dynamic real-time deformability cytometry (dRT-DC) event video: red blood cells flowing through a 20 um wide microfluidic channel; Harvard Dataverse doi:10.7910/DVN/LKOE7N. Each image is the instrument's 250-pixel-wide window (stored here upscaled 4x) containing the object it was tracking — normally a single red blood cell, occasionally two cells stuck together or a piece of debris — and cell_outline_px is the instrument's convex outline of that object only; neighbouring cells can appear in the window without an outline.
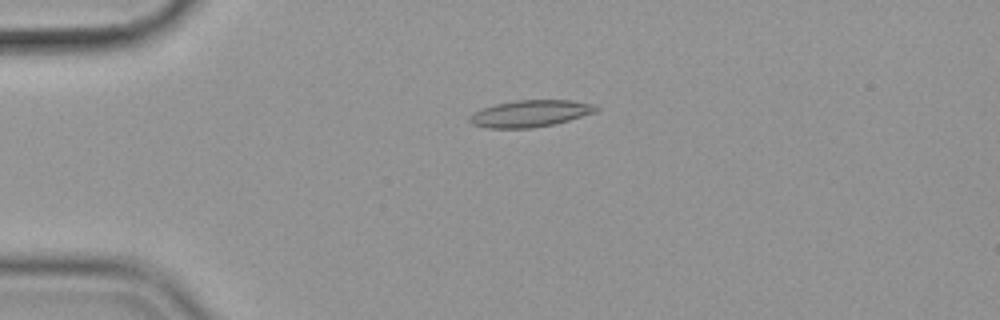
{"species": "common noctule bat (a hibernating species)", "species_latin": "Nyctalus noctula", "temperature_condition": "cold", "stored_images_in_passage": 44, "camera_frame_rate_fps": 3000, "um_per_image_px": 0.085, "animal": {"sex": "female", "body_mass_g": 19.9}, "frame": {"image": 1, "passage_image": 1, "time_ms": 0.0, "image_size_px": [1000, 320], "cell_outline_px": [[600, 108], [596, 112], [556, 124], [532, 128], [484, 128], [472, 124], [468, 120], [468, 116], [484, 108], [496, 104], [516, 100], [572, 100], [596, 104]], "centroid_in_image_um": [45.11, 9.65], "position_along_channel_um": 39.9, "area_um2": 19.88}}
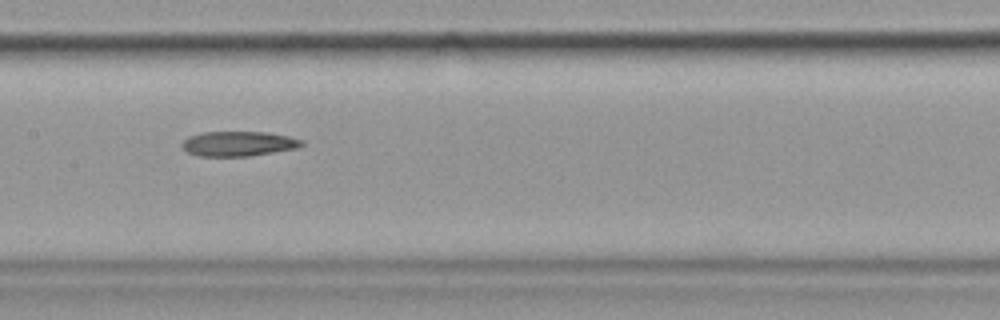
{"frame": {"image": 2, "passage_image": 16, "time_ms": 5.0, "image_size_px": [1000, 320], "cell_outline_px": [[304, 144], [296, 148], [248, 156], [200, 156], [188, 152], [180, 144], [188, 136], [204, 132], [268, 132], [288, 136], [304, 140]], "centroid_in_image_um": [20.27, 12.21], "position_along_channel_um": 187.1, "area_um2": 17.22}}
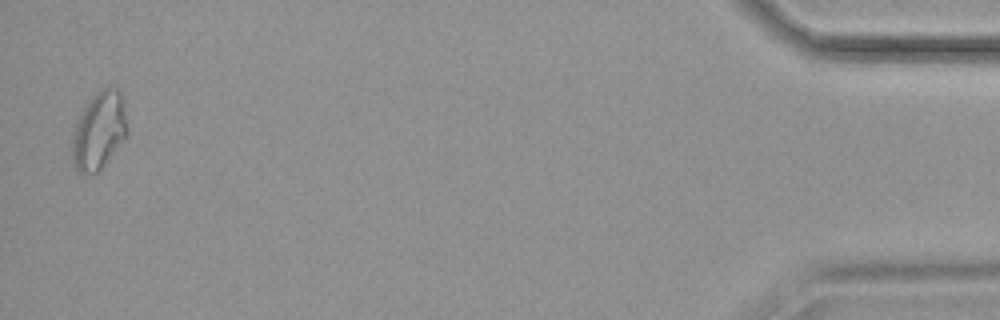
{"frame": {"image": 3, "passage_image": 43, "time_ms": 14.0, "image_size_px": [1000, 320], "cell_outline_px": [[128, 136], [100, 172], [92, 176], [84, 176], [72, 164], [72, 132], [80, 112], [88, 100], [100, 88], [120, 88], [124, 96], [128, 132]], "centroid_in_image_um": [8.44, 11.13], "position_along_channel_um": 426.8, "area_um2": 26.13}}